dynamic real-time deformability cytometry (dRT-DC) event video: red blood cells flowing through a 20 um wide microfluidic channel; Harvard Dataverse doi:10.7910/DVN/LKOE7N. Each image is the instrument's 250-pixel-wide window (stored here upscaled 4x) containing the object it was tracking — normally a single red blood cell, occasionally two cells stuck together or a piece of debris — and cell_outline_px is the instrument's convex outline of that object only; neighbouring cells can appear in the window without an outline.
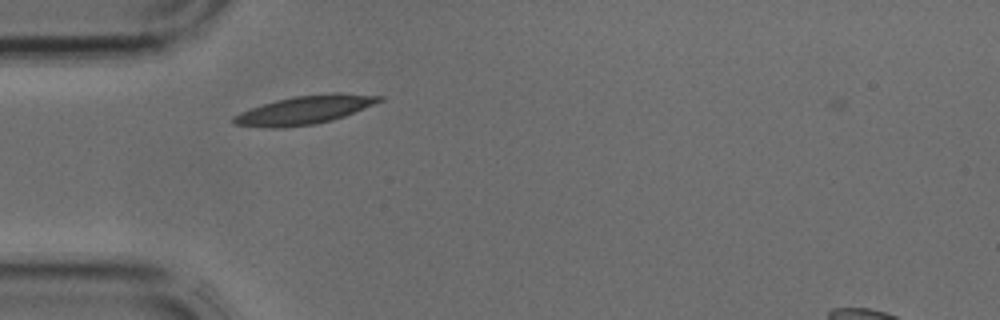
{"species": "common noctule bat (a hibernating species)", "species_latin": "Nyctalus noctula", "temperature_condition": "cold", "stored_images_in_passage": 2, "camera_frame_rate_fps": 3000, "um_per_image_px": 0.085, "animal": {"sex": "male", "body_mass_g": 17.9, "forearm_length_mm": 54.2}, "frame": {"image": 1, "passage_image": 2, "time_ms": 0.333, "image_size_px": [1000, 320], "cell_outline_px": [[384, 100], [344, 116], [332, 120], [312, 124], [284, 128], [268, 128], [232, 124], [232, 116], [240, 112], [276, 100], [296, 96], [332, 92], [340, 92], [384, 96]], "centroid_in_image_um": [25.9, 9.34], "position_along_channel_um": 59.1, "area_um2": 24.16}}